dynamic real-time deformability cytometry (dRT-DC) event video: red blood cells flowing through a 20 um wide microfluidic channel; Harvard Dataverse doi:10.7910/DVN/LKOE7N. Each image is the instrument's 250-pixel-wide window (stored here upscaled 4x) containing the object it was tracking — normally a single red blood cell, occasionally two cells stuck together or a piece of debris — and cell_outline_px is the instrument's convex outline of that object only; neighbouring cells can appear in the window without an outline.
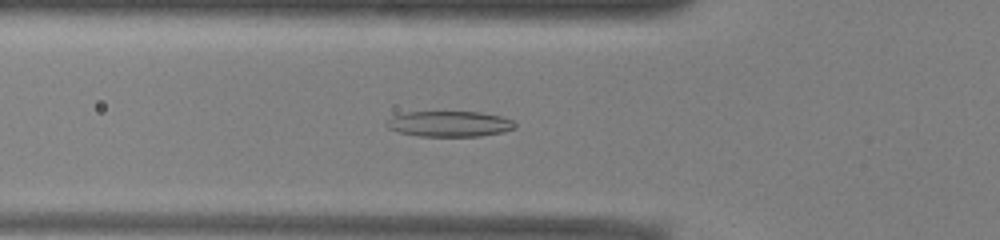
{"species": "common noctule bat (a hibernating species)", "species_latin": "Nyctalus noctula", "temperature_condition": "warm", "stored_images_in_passage": 47, "camera_frame_rate_fps": 3000, "um_per_image_px": 0.085, "animal": {"sex": "male", "body_mass_g": 13.0, "forearm_length_mm": 53.1}, "frame": {"image": 1, "passage_image": 17, "time_ms": 5.333, "image_size_px": [1000, 240], "cell_outline_px": [[516, 128], [500, 132], [480, 136], [420, 136], [400, 132], [388, 128], [384, 124], [392, 116], [408, 112], [480, 112], [500, 116], [512, 120], [516, 124]], "centroid_in_image_um": [38.2, 10.53], "position_along_channel_um": 87.6, "area_um2": 19.02}}
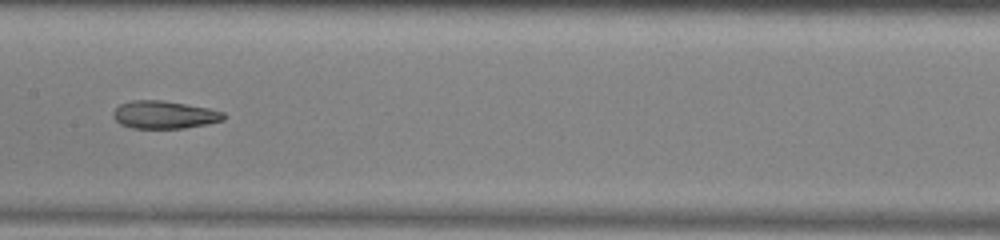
{"frame": {"image": 2, "passage_image": 25, "time_ms": 8.0, "image_size_px": [1000, 240], "cell_outline_px": [[224, 120], [208, 124], [184, 128], [132, 128], [120, 124], [112, 116], [112, 112], [120, 104], [132, 100], [160, 100], [208, 108], [224, 112]], "centroid_in_image_um": [13.94, 9.76], "position_along_channel_um": 193.5, "area_um2": 17.8}}
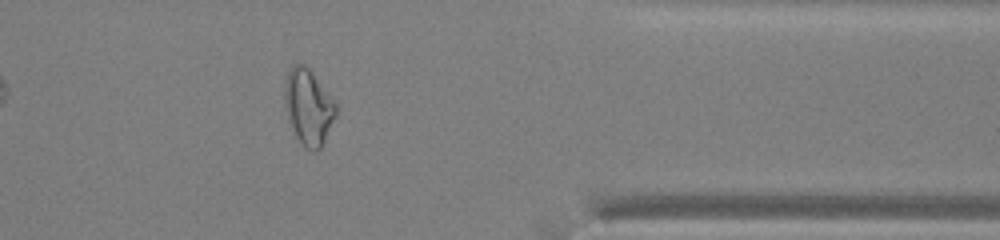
{"frame": {"image": 3, "passage_image": 41, "time_ms": 13.333, "image_size_px": [1000, 240], "cell_outline_px": [[336, 116], [320, 148], [316, 152], [312, 152], [304, 148], [296, 136], [288, 120], [284, 104], [284, 88], [288, 72], [292, 64], [304, 64], [312, 72], [336, 104]], "centroid_in_image_um": [26.19, 9.11], "position_along_channel_um": 385.2, "area_um2": 22.48}, "authors_computed_cell_mechanics": {"area_um2": 21.1548, "velocity_mm_per_s": 3.9512, "shape_relaxation_time_tau1_ms": null, "shape_relaxation_time_tau2_ms": 3.7096, "deformation_change_tau1": null, "deformation_change_tau2": 0.1261}}